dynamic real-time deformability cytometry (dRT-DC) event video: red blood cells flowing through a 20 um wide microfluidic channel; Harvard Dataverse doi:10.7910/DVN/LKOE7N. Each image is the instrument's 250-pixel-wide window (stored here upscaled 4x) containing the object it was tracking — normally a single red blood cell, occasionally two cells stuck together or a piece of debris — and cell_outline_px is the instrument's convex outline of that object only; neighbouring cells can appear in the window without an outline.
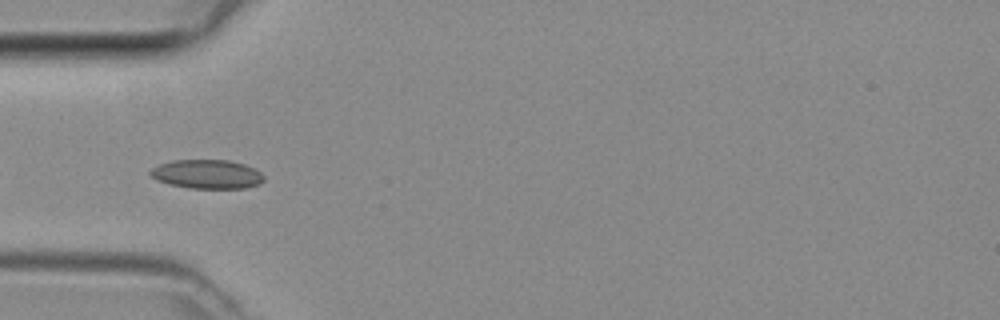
{"species": "common noctule bat (a hibernating species)", "species_latin": "Nyctalus noctula", "temperature_condition": "room temperature", "stored_images_in_passage": 3, "camera_frame_rate_fps": 3000, "um_per_image_px": 0.085, "animal": {"sex": "female", "body_mass_g": 29.2, "forearm_length_mm": 56.3}, "frame": {"image": 1, "passage_image": 3, "time_ms": 0.667, "image_size_px": [1000, 320], "cell_outline_px": [[264, 180], [260, 184], [244, 188], [188, 188], [168, 184], [156, 180], [148, 172], [152, 168], [160, 164], [172, 160], [228, 160], [244, 164], [256, 168], [264, 176]], "centroid_in_image_um": [17.6, 14.8], "position_along_channel_um": 67.4, "area_um2": 19.31}}